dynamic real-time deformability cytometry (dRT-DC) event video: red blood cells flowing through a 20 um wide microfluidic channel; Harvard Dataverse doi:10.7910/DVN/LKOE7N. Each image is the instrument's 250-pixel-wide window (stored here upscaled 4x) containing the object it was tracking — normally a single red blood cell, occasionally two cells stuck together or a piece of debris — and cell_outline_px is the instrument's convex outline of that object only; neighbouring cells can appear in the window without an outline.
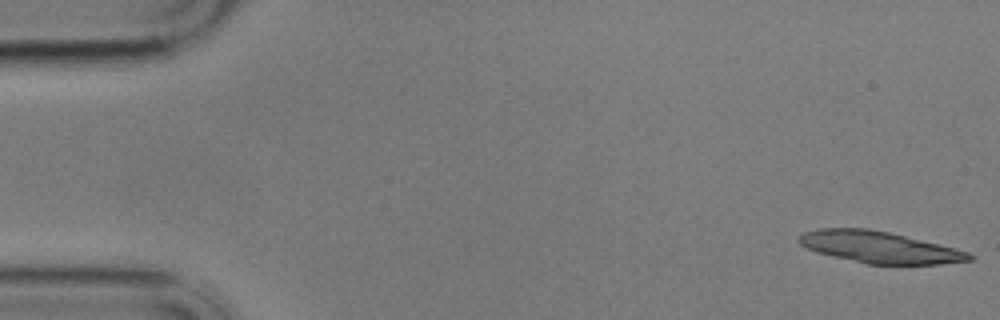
{"species": "common noctule bat (a hibernating species)", "species_latin": "Nyctalus noctula", "temperature_condition": "cold", "stored_images_in_passage": 16, "camera_frame_rate_fps": 3000, "um_per_image_px": 0.085, "animal": {"sex": "male", "body_mass_g": 17.9}, "frame": {"image": 1, "passage_image": 1, "time_ms": 0.0, "image_size_px": [1000, 320], "cell_outline_px": [[976, 256], [972, 260], [940, 264], [868, 264], [832, 256], [816, 252], [800, 244], [796, 240], [804, 232], [820, 228], [868, 228], [888, 232], [968, 252]], "centroid_in_image_um": [74.71, 21.01], "position_along_channel_um": 10.3, "area_um2": 30.92}}